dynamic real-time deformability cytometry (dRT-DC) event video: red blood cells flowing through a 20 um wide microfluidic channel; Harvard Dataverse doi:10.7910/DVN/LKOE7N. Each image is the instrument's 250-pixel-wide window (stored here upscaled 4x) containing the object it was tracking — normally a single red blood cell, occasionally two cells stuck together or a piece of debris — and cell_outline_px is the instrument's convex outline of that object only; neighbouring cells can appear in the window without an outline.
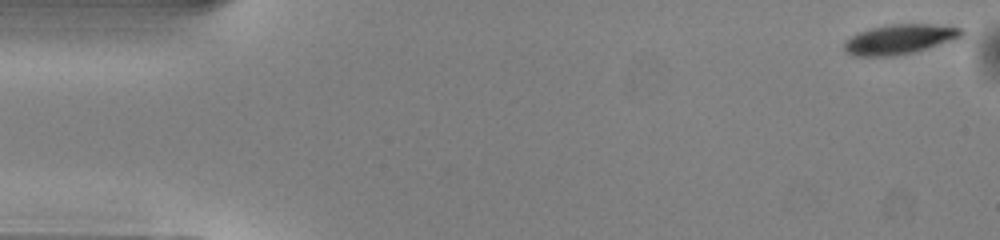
{"species": "common noctule bat (a hibernating species)", "species_latin": "Nyctalus noctula", "temperature_condition": "warm", "stored_images_in_passage": 50, "camera_frame_rate_fps": 3000, "um_per_image_px": 0.085, "animal": {"sex": "male", "body_mass_g": 13.0, "forearm_length_mm": 53.1}, "frame": {"image": 1, "passage_image": 1, "time_ms": 0.0, "image_size_px": [1000, 240], "cell_outline_px": [[964, 36], [960, 40], [896, 56], [852, 56], [844, 48], [844, 44], [852, 36], [860, 32], [872, 28], [892, 24], [928, 24], [964, 28]], "centroid_in_image_um": [76.58, 3.34], "position_along_channel_um": 8.4, "area_um2": 20.46}}
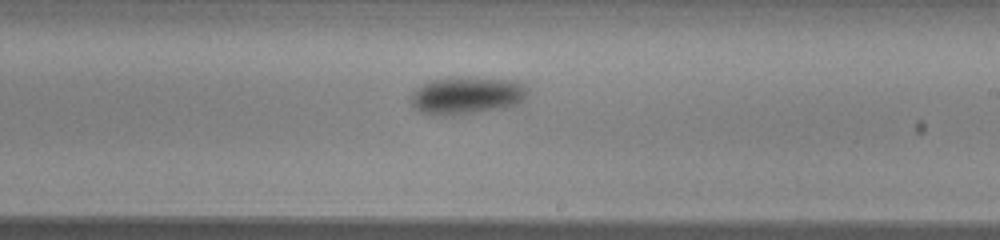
{"frame": {"image": 2, "passage_image": 29, "time_ms": 9.333, "image_size_px": [1000, 240], "cell_outline_px": [[528, 96], [524, 100], [516, 104], [504, 108], [440, 116], [432, 116], [420, 112], [412, 104], [412, 92], [416, 88], [428, 80], [448, 76], [468, 76], [516, 80], [524, 84], [528, 88]], "centroid_in_image_um": [39.68, 8.07], "position_along_channel_um": 249.3, "area_um2": 26.13}}
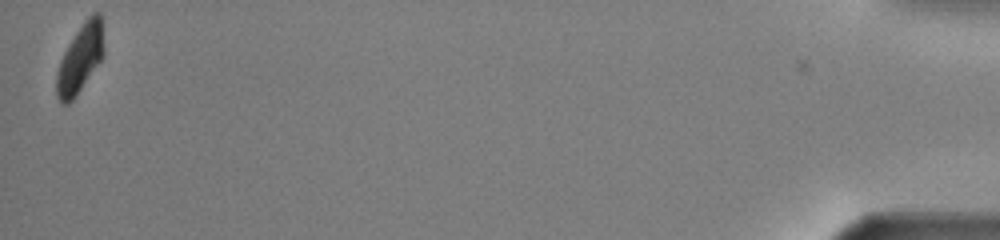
{"frame": {"image": 3, "passage_image": 50, "time_ms": 16.333, "image_size_px": [1000, 240], "cell_outline_px": [[104, 56], [72, 100], [68, 104], [64, 104], [56, 96], [56, 76], [60, 60], [68, 44], [84, 20], [92, 12], [100, 12], [104, 48]], "centroid_in_image_um": [6.81, 4.95], "position_along_channel_um": 428.4, "area_um2": 18.61}, "authors_computed_cell_mechanics": {"area_um2": 22.1085, "velocity_mm_per_s": 4.0088, "shape_relaxation_time_tau1_ms": 2.1991, "shape_relaxation_time_tau2_ms": null, "deformation_change_tau1": 0.1079, "deformation_change_tau2": null}}